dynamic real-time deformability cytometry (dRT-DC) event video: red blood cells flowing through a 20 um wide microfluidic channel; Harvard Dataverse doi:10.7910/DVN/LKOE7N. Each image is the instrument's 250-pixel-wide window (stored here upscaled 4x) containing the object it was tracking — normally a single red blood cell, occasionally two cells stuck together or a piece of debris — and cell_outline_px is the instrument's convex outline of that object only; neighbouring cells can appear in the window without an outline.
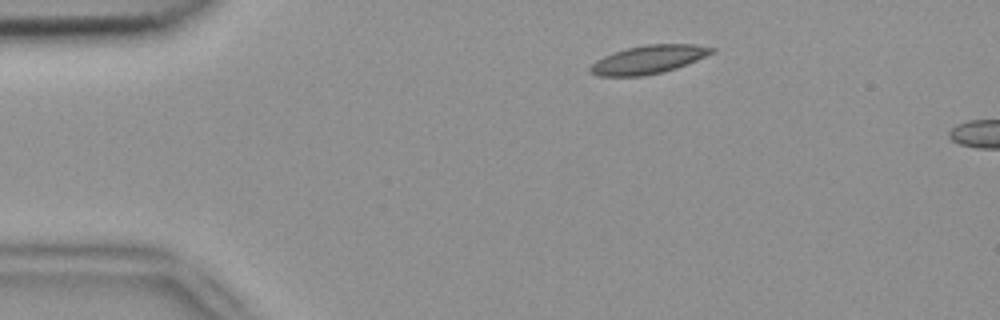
{"species": "common noctule bat (a hibernating species)", "species_latin": "Nyctalus noctula", "temperature_condition": "room temperature", "stored_images_in_passage": 2, "camera_frame_rate_fps": 3000, "um_per_image_px": 0.085, "animal": {"sex": "female", "body_mass_g": 18.4}, "frame": {"image": 1, "passage_image": 1, "time_ms": 0.0, "image_size_px": [1000, 320], "cell_outline_px": [[716, 52], [676, 68], [660, 72], [640, 76], [600, 76], [592, 72], [588, 68], [596, 60], [604, 56], [628, 48], [644, 44], [696, 44], [716, 48]], "centroid_in_image_um": [55.16, 5.04], "position_along_channel_um": 29.8, "area_um2": 19.83}}